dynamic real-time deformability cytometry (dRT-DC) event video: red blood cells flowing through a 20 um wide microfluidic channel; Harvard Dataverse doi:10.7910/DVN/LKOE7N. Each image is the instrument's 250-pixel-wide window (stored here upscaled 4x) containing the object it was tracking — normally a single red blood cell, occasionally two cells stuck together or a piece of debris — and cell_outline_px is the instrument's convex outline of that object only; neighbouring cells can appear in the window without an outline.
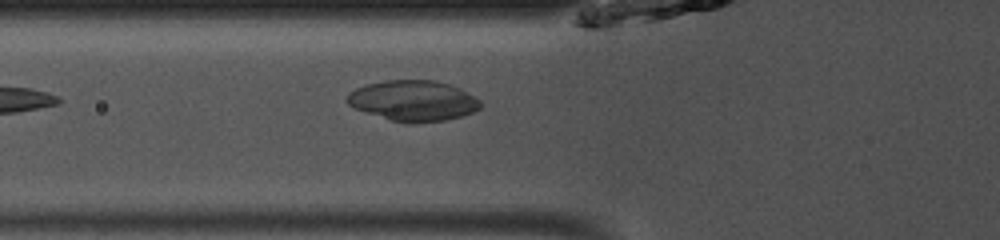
{"species": "common noctule bat (a hibernating species)", "species_latin": "Nyctalus noctula", "temperature_condition": "room temperature", "stored_images_in_passage": 23, "camera_frame_rate_fps": 3000, "um_per_image_px": 0.085, "animal": {"sex": "male", "body_mass_g": 13.0, "forearm_length_mm": 53.1}, "frame": {"image": 1, "passage_image": 4, "time_ms": 1.0, "image_size_px": [1000, 240], "cell_outline_px": [[480, 108], [472, 112], [460, 116], [444, 120], [412, 124], [392, 120], [356, 108], [348, 104], [344, 100], [348, 92], [356, 88], [368, 84], [384, 80], [432, 80], [448, 84], [480, 100]], "centroid_in_image_um": [35.07, 8.56], "position_along_channel_um": 90.7, "area_um2": 31.04}}